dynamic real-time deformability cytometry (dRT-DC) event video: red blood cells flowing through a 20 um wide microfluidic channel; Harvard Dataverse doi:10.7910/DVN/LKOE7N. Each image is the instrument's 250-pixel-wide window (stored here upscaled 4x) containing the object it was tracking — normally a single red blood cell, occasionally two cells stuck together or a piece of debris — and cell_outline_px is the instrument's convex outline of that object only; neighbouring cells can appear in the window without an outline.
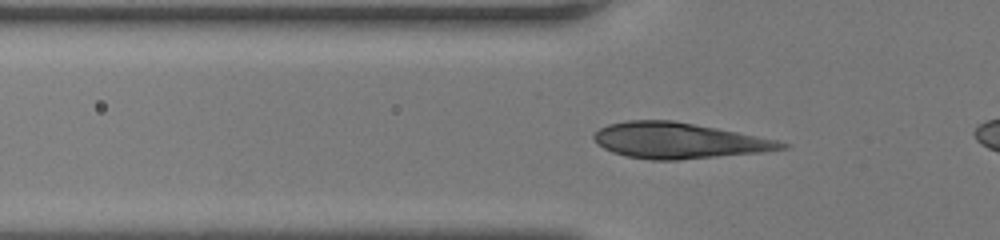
{"species": "human", "species_latin": "Homo sapiens", "temperature_condition": "room temperature", "stored_images_in_passage": 36, "camera_frame_rate_fps": 3000, "um_per_image_px": 0.085, "donor": {"sex": "female"}, "frame": {"image": 1, "passage_image": 9, "time_ms": 2.667, "image_size_px": [1000, 240], "cell_outline_px": [[792, 144], [788, 148], [764, 152], [680, 160], [648, 160], [628, 156], [612, 152], [596, 144], [592, 136], [592, 132], [608, 124], [628, 120], [672, 120], [716, 128], [776, 140]], "centroid_in_image_um": [57.65, 11.96], "position_along_channel_um": 68.1, "area_um2": 39.19}}
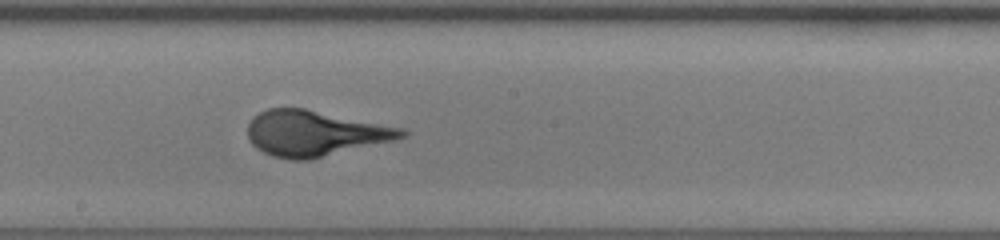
{"frame": {"image": 2, "passage_image": 20, "time_ms": 6.333, "image_size_px": [1000, 240], "cell_outline_px": [[408, 136], [396, 140], [308, 160], [292, 160], [272, 156], [256, 148], [252, 144], [248, 136], [248, 124], [252, 116], [268, 108], [304, 108], [404, 128], [408, 132]], "centroid_in_image_um": [26.77, 11.33], "position_along_channel_um": 221.4, "area_um2": 40.98}}
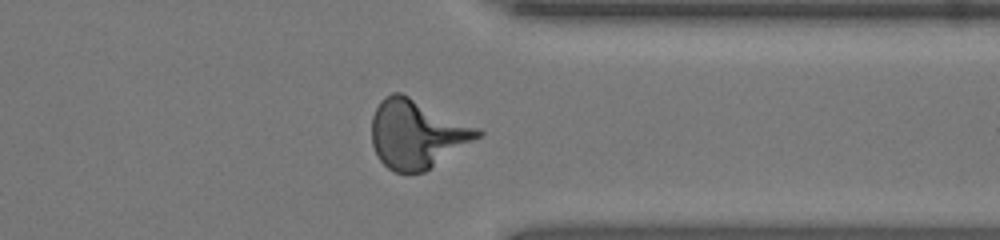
{"frame": {"image": 3, "passage_image": 31, "time_ms": 10.0, "image_size_px": [1000, 240], "cell_outline_px": [[484, 132], [480, 136], [424, 172], [396, 172], [388, 168], [376, 156], [372, 144], [372, 116], [380, 100], [384, 96], [392, 92], [400, 92], [480, 128]], "centroid_in_image_um": [35.4, 11.37], "position_along_channel_um": 376.0, "area_um2": 42.02}}